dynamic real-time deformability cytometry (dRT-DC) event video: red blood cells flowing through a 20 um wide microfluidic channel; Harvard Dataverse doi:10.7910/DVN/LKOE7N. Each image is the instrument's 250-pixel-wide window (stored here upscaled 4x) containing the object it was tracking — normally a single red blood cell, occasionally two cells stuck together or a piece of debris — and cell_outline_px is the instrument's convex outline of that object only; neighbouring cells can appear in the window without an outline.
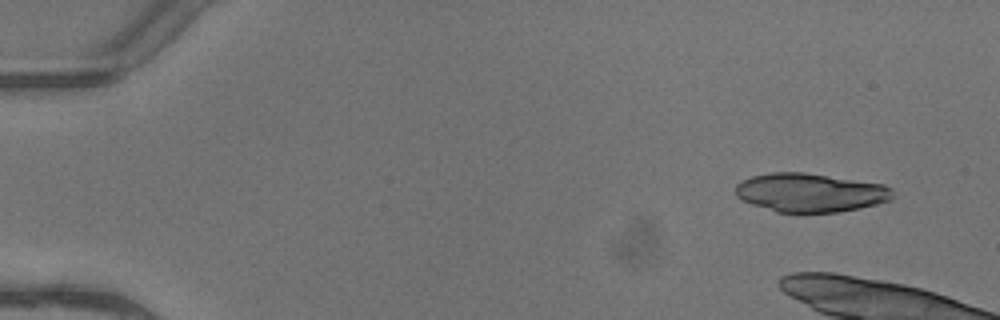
{"species": "common noctule bat (a hibernating species)", "species_latin": "Nyctalus noctula", "temperature_condition": "warm", "stored_images_in_passage": 6, "camera_frame_rate_fps": 3000, "um_per_image_px": 0.085, "animal": {"sex": "female"}, "frame": {"image": 1, "passage_image": 1, "time_ms": 0.0, "image_size_px": [1000, 320], "cell_outline_px": [[892, 200], [860, 208], [836, 212], [776, 212], [740, 200], [736, 196], [736, 184], [752, 176], [772, 172], [804, 172], [884, 184], [892, 188]], "centroid_in_image_um": [68.87, 16.37], "position_along_channel_um": 16.1, "area_um2": 35.43}}
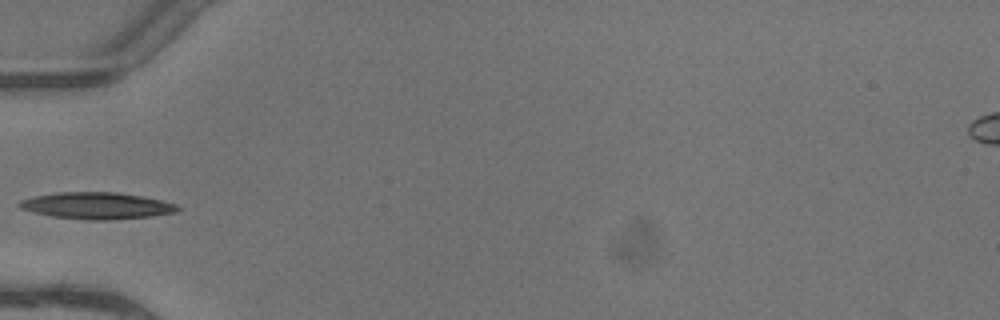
{"frame": {"image": 2, "passage_image": 6, "time_ms": 1.667, "image_size_px": [1000, 320], "cell_outline_px": [[180, 208], [176, 212], [152, 216], [112, 220], [84, 220], [52, 216], [32, 212], [20, 208], [16, 204], [20, 200], [32, 196], [60, 192], [116, 192], [140, 196], [160, 200], [176, 204]], "centroid_in_image_um": [8.18, 17.49], "position_along_channel_um": 76.8, "area_um2": 24.68}}